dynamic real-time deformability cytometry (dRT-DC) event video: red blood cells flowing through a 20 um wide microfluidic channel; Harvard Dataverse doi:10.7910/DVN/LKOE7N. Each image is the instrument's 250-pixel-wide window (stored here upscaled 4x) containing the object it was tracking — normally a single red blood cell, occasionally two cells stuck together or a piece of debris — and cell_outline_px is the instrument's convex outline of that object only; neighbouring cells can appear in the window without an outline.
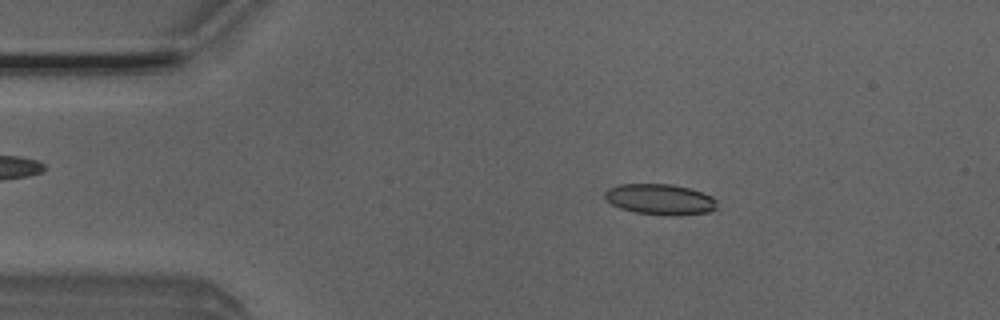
{"species": "Egyptian fruit bat (a non-hibernating species)", "species_latin": "Rousettus aegyptiacus", "temperature_condition": "room temperature", "stored_images_in_passage": 48, "camera_frame_rate_fps": 3000, "um_per_image_px": 0.085, "animal": {"sex": "male"}, "frame": {"image": 1, "passage_image": 7, "time_ms": 2.0, "image_size_px": [1000, 320], "cell_outline_px": [[716, 208], [708, 212], [680, 216], [668, 216], [636, 212], [620, 208], [604, 200], [604, 192], [608, 188], [620, 184], [672, 184], [688, 188], [712, 196], [716, 200]], "centroid_in_image_um": [56.08, 16.95], "position_along_channel_um": 28.9, "area_um2": 20.23}}
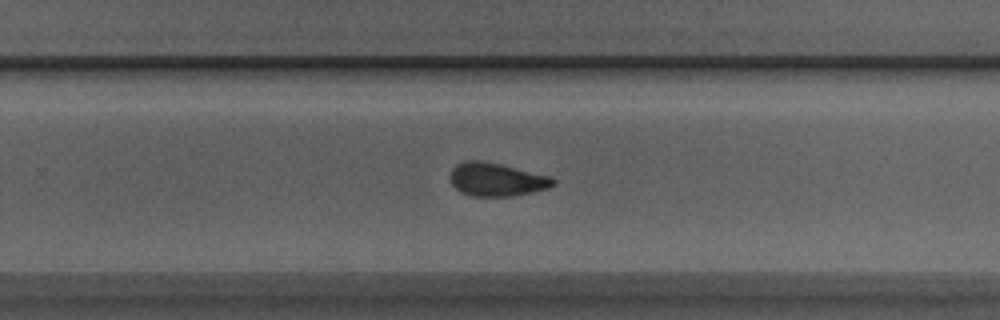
{"frame": {"image": 2, "passage_image": 30, "time_ms": 9.667, "image_size_px": [1000, 320], "cell_outline_px": [[556, 184], [548, 188], [532, 192], [512, 196], [472, 196], [460, 192], [452, 184], [448, 176], [452, 168], [456, 164], [464, 160], [480, 160], [500, 164], [548, 176], [556, 180]], "centroid_in_image_um": [42.15, 15.25], "position_along_channel_um": 287.6, "area_um2": 20.0}}
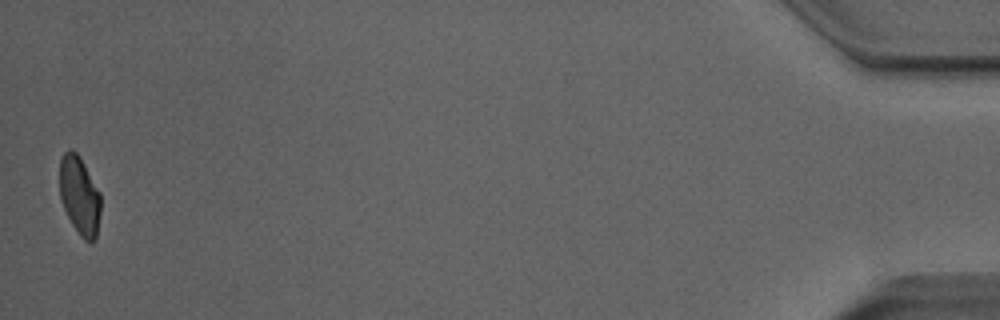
{"frame": {"image": 3, "passage_image": 48, "time_ms": 15.667, "image_size_px": [1000, 320], "cell_outline_px": [[100, 212], [96, 240], [84, 240], [80, 236], [72, 224], [60, 200], [60, 160], [64, 152], [68, 148], [72, 148], [80, 156], [100, 192]], "centroid_in_image_um": [6.76, 16.59], "position_along_channel_um": 428.4, "area_um2": 18.84}, "authors_computed_cell_mechanics": {"area_um2": 20.1722, "velocity_mm_per_s": 4.03, "shape_relaxation_time_tau1_ms": 5.2174, "shape_relaxation_time_tau2_ms": 1.7897, "deformation_change_tau1": 0.1309, "deformation_change_tau2": 0.0832}}